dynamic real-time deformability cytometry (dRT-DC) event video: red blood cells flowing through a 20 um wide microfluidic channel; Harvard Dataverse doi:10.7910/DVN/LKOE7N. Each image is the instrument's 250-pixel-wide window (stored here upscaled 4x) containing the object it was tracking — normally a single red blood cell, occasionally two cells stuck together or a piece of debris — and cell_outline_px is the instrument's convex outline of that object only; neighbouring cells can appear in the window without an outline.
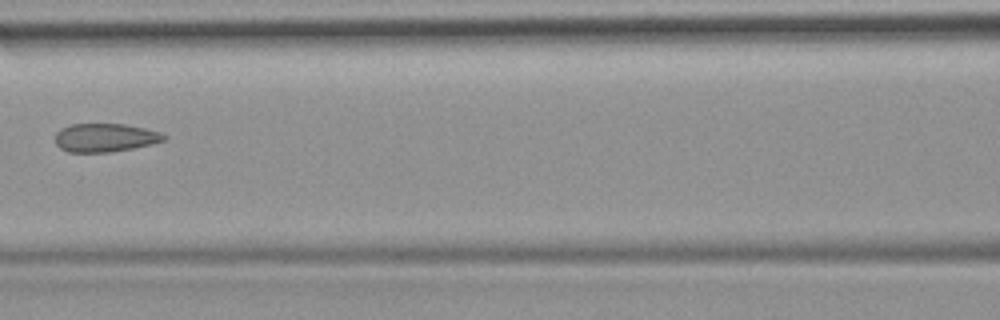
{"species": "common noctule bat (a hibernating species)", "species_latin": "Nyctalus noctula", "temperature_condition": "room temperature", "stored_images_in_passage": 6, "camera_frame_rate_fps": 3000, "um_per_image_px": 0.085, "animal": {"sex": "female", "body_mass_g": 19.9}, "frame": {"image": 1, "passage_image": 5, "time_ms": 5.667, "image_size_px": [1000, 320], "cell_outline_px": [[168, 136], [164, 140], [152, 144], [132, 148], [108, 152], [68, 152], [60, 148], [56, 144], [56, 132], [60, 128], [72, 124], [124, 124], [144, 128], [160, 132]], "centroid_in_image_um": [8.92, 11.7], "position_along_channel_um": 157.7, "area_um2": 17.98}}
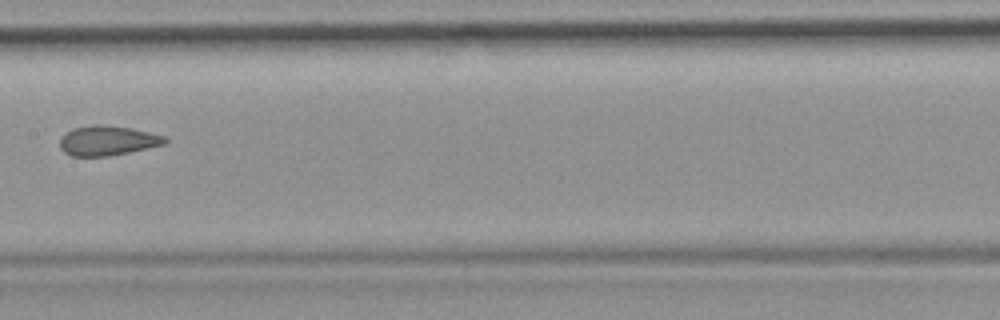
{"frame": {"image": 2, "passage_image": 6, "time_ms": 6.667, "image_size_px": [1000, 320], "cell_outline_px": [[168, 140], [164, 144], [148, 148], [108, 156], [72, 156], [64, 152], [60, 148], [60, 136], [72, 128], [96, 124], [132, 128], [164, 136]], "centroid_in_image_um": [9.1, 11.95], "position_along_channel_um": 198.3, "area_um2": 18.15}}